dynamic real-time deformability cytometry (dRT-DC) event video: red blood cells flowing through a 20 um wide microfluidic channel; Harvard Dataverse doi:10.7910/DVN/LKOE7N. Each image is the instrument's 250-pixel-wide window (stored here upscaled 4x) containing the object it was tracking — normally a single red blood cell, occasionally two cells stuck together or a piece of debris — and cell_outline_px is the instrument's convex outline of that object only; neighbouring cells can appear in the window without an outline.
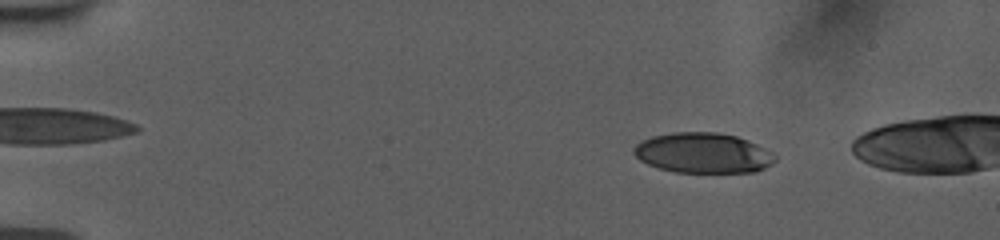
{"species": "human", "species_latin": "Homo sapiens", "temperature_condition": "room temperature", "stored_images_in_passage": 54, "camera_frame_rate_fps": 3000, "um_per_image_px": 0.085, "donor": {"sex": "female"}, "frame": {"image": 1, "passage_image": 9, "time_ms": 2.667, "image_size_px": [1000, 240], "cell_outline_px": [[776, 160], [772, 164], [756, 172], [676, 172], [660, 168], [648, 164], [640, 160], [632, 152], [636, 144], [652, 136], [672, 132], [716, 132], [736, 136], [756, 144], [772, 152], [776, 156]], "centroid_in_image_um": [59.77, 13.0], "position_along_channel_um": 25.2, "area_um2": 33.0}}
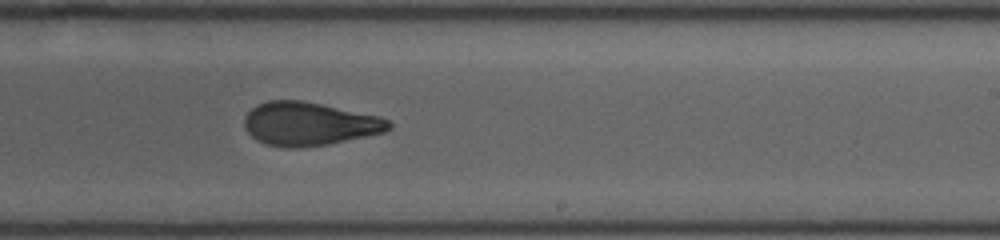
{"frame": {"image": 2, "passage_image": 36, "time_ms": 11.667, "image_size_px": [1000, 240], "cell_outline_px": [[392, 128], [384, 132], [328, 144], [292, 148], [288, 148], [268, 144], [252, 136], [244, 128], [244, 116], [256, 104], [268, 100], [300, 100], [380, 116], [388, 120], [392, 124]], "centroid_in_image_um": [26.27, 10.51], "position_along_channel_um": 262.7, "area_um2": 36.24}}
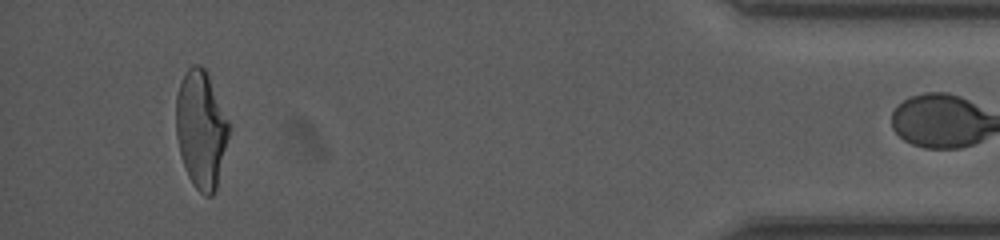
{"frame": {"image": 3, "passage_image": 53, "time_ms": 17.333, "image_size_px": [1000, 240], "cell_outline_px": [[232, 128], [216, 192], [212, 196], [204, 196], [196, 188], [188, 176], [180, 152], [176, 136], [176, 96], [180, 84], [188, 68], [192, 64], [200, 64], [204, 68], [208, 76]], "centroid_in_image_um": [17.12, 11.04], "position_along_channel_um": 418.1, "area_um2": 36.41}}